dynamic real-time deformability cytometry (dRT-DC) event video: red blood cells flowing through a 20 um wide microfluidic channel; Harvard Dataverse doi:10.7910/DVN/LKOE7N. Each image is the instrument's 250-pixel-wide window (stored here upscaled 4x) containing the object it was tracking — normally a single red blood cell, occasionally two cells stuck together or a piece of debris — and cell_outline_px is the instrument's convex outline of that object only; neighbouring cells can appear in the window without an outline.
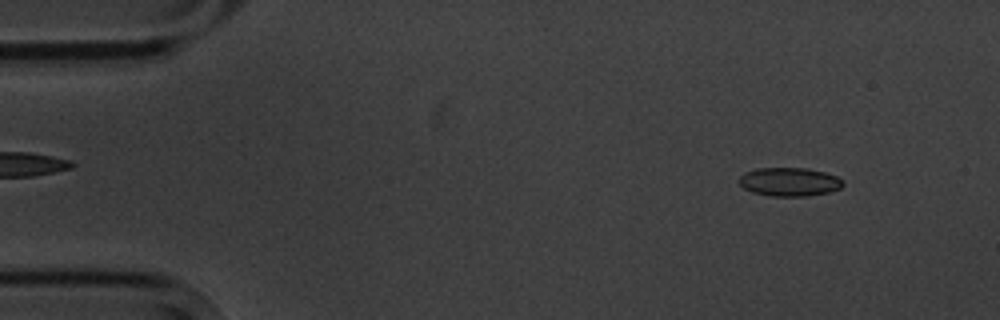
{"species": "common noctule bat (a hibernating species)", "species_latin": "Nyctalus noctula", "temperature_condition": "cold", "stored_images_in_passage": 3, "camera_frame_rate_fps": 3000, "um_per_image_px": 0.085, "animal": {"sex": "male", "body_mass_g": 20.1, "forearm_length_mm": 53.5}, "frame": {"image": 1, "passage_image": 1, "time_ms": 0.0, "image_size_px": [1000, 320], "cell_outline_px": [[844, 184], [840, 188], [828, 192], [808, 196], [772, 196], [752, 192], [744, 188], [736, 180], [744, 172], [756, 168], [808, 168], [824, 172], [836, 176], [844, 180]], "centroid_in_image_um": [67.08, 15.45], "position_along_channel_um": 17.9, "area_um2": 17.46}}
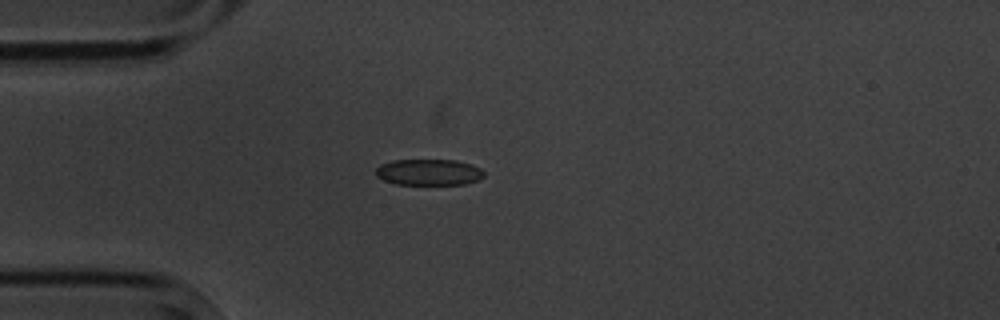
{"frame": {"image": 2, "passage_image": 3, "time_ms": 3.0, "image_size_px": [1000, 320], "cell_outline_px": [[484, 176], [476, 180], [464, 184], [396, 184], [384, 180], [376, 176], [376, 168], [380, 164], [392, 160], [456, 160], [472, 164], [480, 168], [484, 172]], "centroid_in_image_um": [36.43, 14.63], "position_along_channel_um": 48.6, "area_um2": 16.47}}